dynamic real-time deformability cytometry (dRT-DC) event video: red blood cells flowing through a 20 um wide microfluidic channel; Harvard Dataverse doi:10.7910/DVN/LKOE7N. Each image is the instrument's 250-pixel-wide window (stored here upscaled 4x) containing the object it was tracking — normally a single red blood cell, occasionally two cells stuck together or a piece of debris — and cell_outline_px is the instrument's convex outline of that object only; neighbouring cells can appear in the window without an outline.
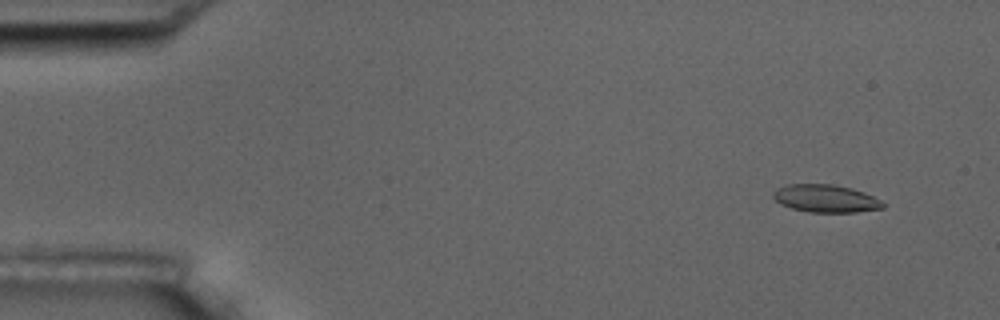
{"species": "common noctule bat (a hibernating species)", "species_latin": "Nyctalus noctula", "temperature_condition": "room temperature", "stored_images_in_passage": 6, "camera_frame_rate_fps": 3000, "um_per_image_px": 0.085, "animal": {"sex": "male", "body_mass_g": 17.5, "forearm_length_mm": 52.3}, "frame": {"image": 1, "passage_image": 1, "time_ms": 0.0, "image_size_px": [1000, 320], "cell_outline_px": [[884, 208], [856, 212], [808, 212], [792, 208], [780, 204], [772, 196], [772, 192], [776, 188], [788, 184], [832, 184], [852, 188], [864, 192], [880, 200], [884, 204]], "centroid_in_image_um": [70.16, 16.87], "position_along_channel_um": 14.8, "area_um2": 17.74}}
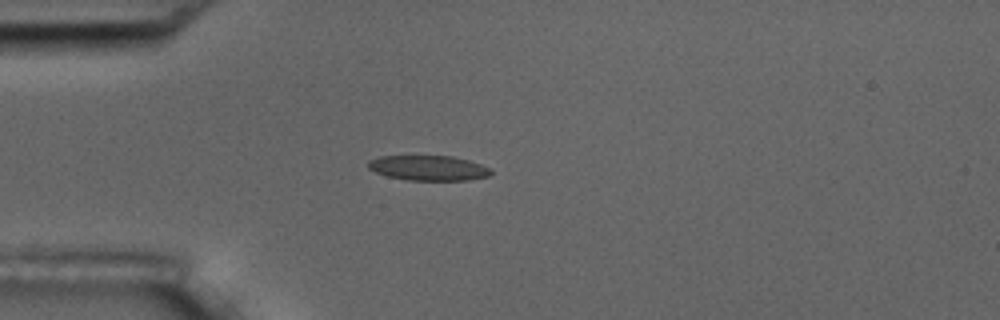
{"frame": {"image": 2, "passage_image": 4, "time_ms": 3.667, "image_size_px": [1000, 320], "cell_outline_px": [[492, 172], [488, 176], [468, 180], [404, 180], [388, 176], [376, 172], [368, 168], [368, 160], [380, 156], [452, 156], [468, 160], [492, 168]], "centroid_in_image_um": [36.42, 14.28], "position_along_channel_um": 48.6, "area_um2": 17.92}}